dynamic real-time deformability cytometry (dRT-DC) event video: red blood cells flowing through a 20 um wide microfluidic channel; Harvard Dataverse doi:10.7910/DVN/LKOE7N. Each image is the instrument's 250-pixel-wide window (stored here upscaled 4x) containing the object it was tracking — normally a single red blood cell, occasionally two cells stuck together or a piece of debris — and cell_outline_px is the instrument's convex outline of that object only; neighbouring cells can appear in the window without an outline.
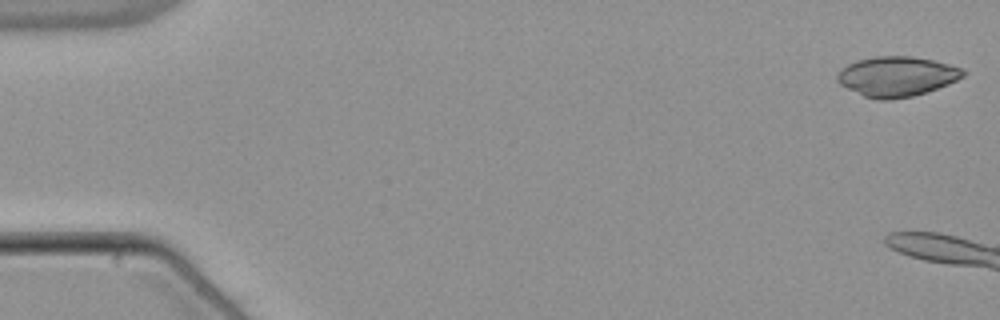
{"species": "common noctule bat (a hibernating species)", "species_latin": "Nyctalus noctula", "temperature_condition": "warm", "stored_images_in_passage": 7, "camera_frame_rate_fps": 3000, "um_per_image_px": 0.085, "animal": {"sex": "male", "body_mass_g": 21.5, "forearm_length_mm": 52.0}, "frame": {"image": 1, "passage_image": 1, "time_ms": 0.0, "image_size_px": [1000, 320], "cell_outline_px": [[968, 72], [964, 76], [948, 84], [912, 96], [888, 100], [880, 100], [864, 96], [840, 84], [836, 80], [836, 76], [848, 64], [856, 60], [876, 56], [912, 56], [932, 60], [964, 68]], "centroid_in_image_um": [76.25, 6.49], "position_along_channel_um": 8.8, "area_um2": 29.07}}